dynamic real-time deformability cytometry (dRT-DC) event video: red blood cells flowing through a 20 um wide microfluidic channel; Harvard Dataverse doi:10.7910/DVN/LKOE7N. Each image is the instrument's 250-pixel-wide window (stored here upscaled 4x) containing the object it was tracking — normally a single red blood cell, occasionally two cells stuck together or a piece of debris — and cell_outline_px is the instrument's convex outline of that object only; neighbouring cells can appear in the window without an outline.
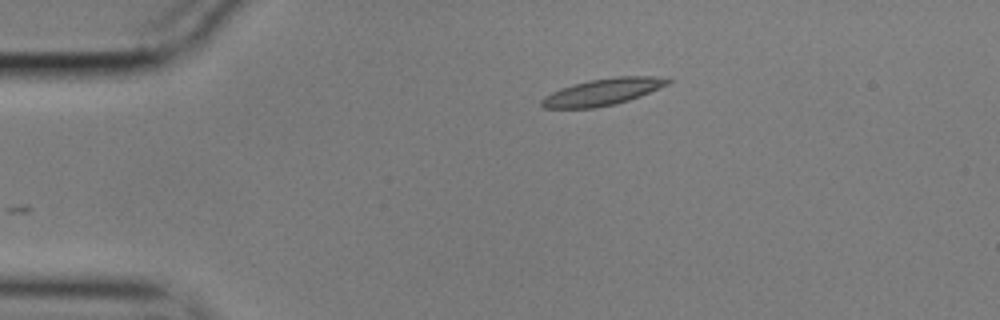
{"species": "common noctule bat (a hibernating species)", "species_latin": "Nyctalus noctula", "temperature_condition": "cold", "stored_images_in_passage": 34, "camera_frame_rate_fps": 3000, "um_per_image_px": 0.085, "animal": {"sex": "male", "body_mass_g": 17.9}, "frame": {"image": 1, "passage_image": 1, "time_ms": 0.0, "image_size_px": [1000, 320], "cell_outline_px": [[672, 80], [668, 84], [640, 96], [616, 104], [592, 108], [544, 108], [540, 104], [540, 100], [544, 96], [560, 88], [572, 84], [588, 80], [616, 76], [652, 76]], "centroid_in_image_um": [51.18, 7.81], "position_along_channel_um": 33.8, "area_um2": 19.59}}
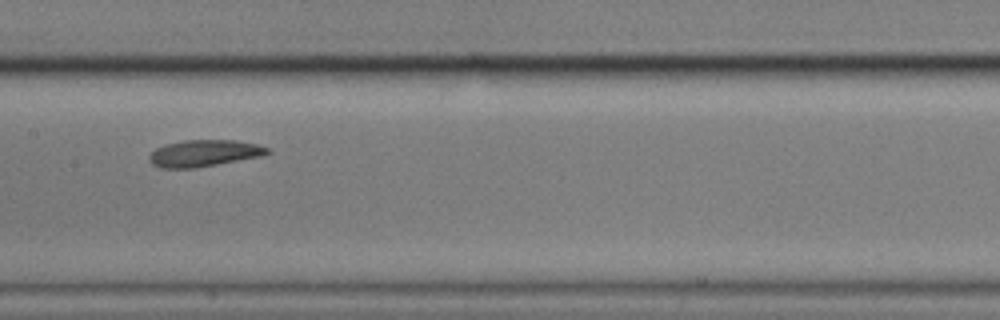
{"frame": {"image": 2, "passage_image": 18, "time_ms": 5.667, "image_size_px": [1000, 320], "cell_outline_px": [[272, 152], [264, 156], [196, 168], [160, 168], [152, 164], [148, 160], [148, 156], [156, 148], [164, 144], [184, 140], [236, 140], [256, 144], [268, 148]], "centroid_in_image_um": [17.35, 13.03], "position_along_channel_um": 190.0, "area_um2": 18.61}}
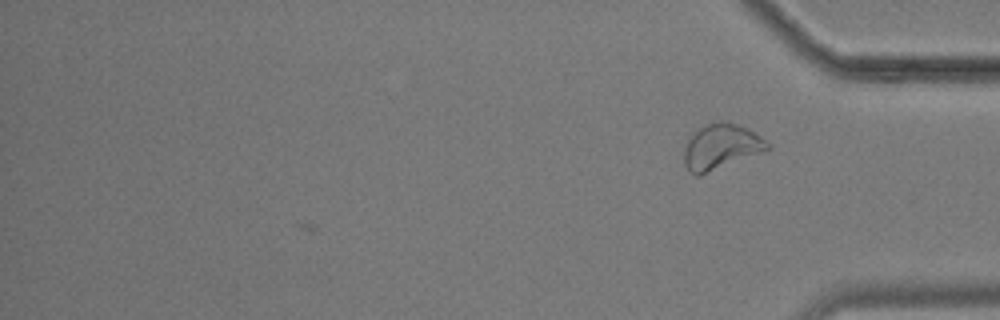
{"frame": {"image": 3, "passage_image": 34, "time_ms": 11.0, "image_size_px": [1000, 320], "cell_outline_px": [[772, 148], [700, 176], [696, 176], [688, 172], [684, 164], [684, 148], [688, 136], [692, 132], [708, 124], [720, 120], [724, 120], [736, 124], [760, 136], [772, 144]], "centroid_in_image_um": [61.25, 12.49], "position_along_channel_um": 374.0, "area_um2": 22.2}, "authors_computed_cell_mechanics": {"area_um2": 18.5538, "velocity_mm_per_s": 3.5045, "shape_relaxation_time_tau1_ms": 5.9285, "shape_relaxation_time_tau2_ms": null, "deformation_change_tau1": 0.1349, "deformation_change_tau2": null}}